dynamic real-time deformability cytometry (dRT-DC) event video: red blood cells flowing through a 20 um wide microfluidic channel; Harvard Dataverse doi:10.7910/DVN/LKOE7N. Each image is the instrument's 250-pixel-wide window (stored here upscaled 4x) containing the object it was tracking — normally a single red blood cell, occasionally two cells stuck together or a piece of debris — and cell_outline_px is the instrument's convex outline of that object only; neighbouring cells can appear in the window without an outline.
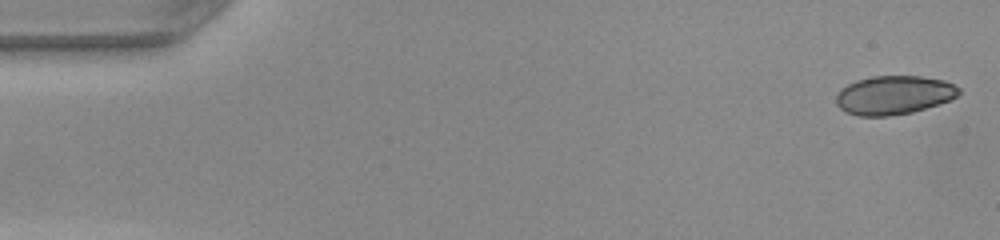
{"species": "common noctule bat (a hibernating species)", "species_latin": "Nyctalus noctula", "temperature_condition": "warm", "stored_images_in_passage": 48, "segment_of_instrument_passage": [1, 2], "camera_frame_rate_fps": 3000, "um_per_image_px": 0.085, "animal": {"sex": "female", "body_mass_g": 22.0, "forearm_length_mm": 56.7}, "frame": {"image": 1, "passage_image": 1, "time_ms": 0.0, "image_size_px": [1000, 240], "cell_outline_px": [[960, 92], [956, 96], [948, 100], [912, 112], [888, 116], [860, 116], [844, 112], [836, 104], [836, 96], [848, 84], [856, 80], [872, 76], [920, 76], [944, 80], [960, 88]], "centroid_in_image_um": [75.95, 8.08], "position_along_channel_um": 9.0, "area_um2": 27.46}}
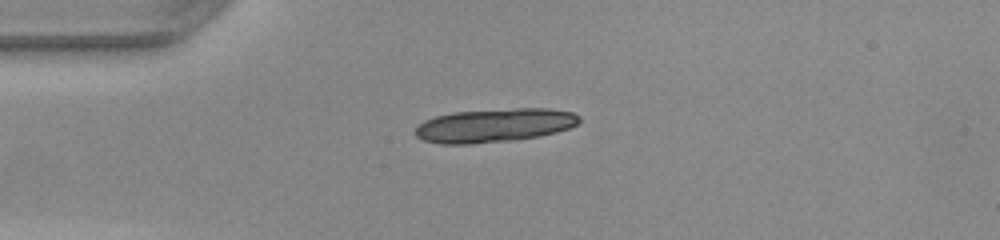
{"frame": {"image": 2, "passage_image": 12, "time_ms": 3.667, "image_size_px": [1000, 240], "cell_outline_px": [[580, 120], [576, 124], [568, 128], [556, 132], [540, 136], [512, 140], [472, 144], [440, 144], [424, 140], [416, 136], [416, 128], [424, 120], [436, 116], [452, 112], [516, 108], [548, 108], [572, 112], [580, 116]], "centroid_in_image_um": [42.03, 10.65], "position_along_channel_um": 43.0, "area_um2": 32.14}}